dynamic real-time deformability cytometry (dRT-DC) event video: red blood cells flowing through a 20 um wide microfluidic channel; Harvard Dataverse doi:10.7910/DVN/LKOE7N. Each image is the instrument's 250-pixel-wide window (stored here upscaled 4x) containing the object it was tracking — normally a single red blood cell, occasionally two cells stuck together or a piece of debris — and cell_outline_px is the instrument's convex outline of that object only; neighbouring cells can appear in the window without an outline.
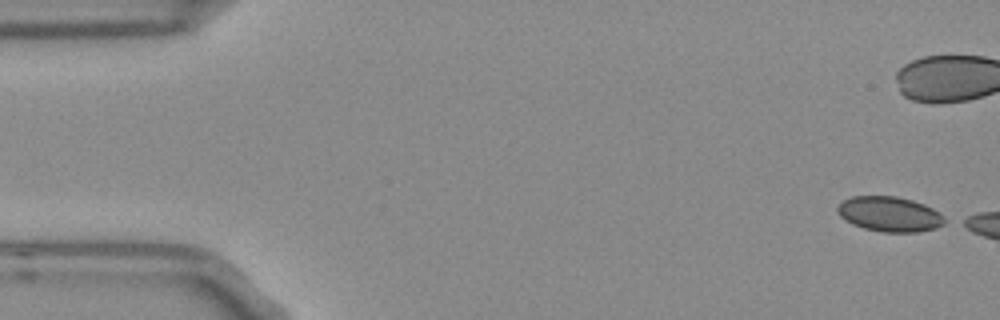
{"species": "Egyptian fruit bat (a non-hibernating species)", "species_latin": "Rousettus aegyptiacus", "temperature_condition": "room temperature", "stored_images_in_passage": 9, "camera_frame_rate_fps": 3000, "um_per_image_px": 0.085, "frame": {"image": 1, "passage_image": 1, "time_ms": 0.0, "image_size_px": [1000, 320], "cell_outline_px": [[952, 220], [936, 228], [916, 232], [880, 232], [864, 228], [852, 224], [840, 216], [836, 212], [836, 208], [844, 200], [852, 196], [896, 196], [912, 200], [924, 204], [940, 212]], "centroid_in_image_um": [75.67, 18.2], "position_along_channel_um": 9.3, "area_um2": 22.2}}